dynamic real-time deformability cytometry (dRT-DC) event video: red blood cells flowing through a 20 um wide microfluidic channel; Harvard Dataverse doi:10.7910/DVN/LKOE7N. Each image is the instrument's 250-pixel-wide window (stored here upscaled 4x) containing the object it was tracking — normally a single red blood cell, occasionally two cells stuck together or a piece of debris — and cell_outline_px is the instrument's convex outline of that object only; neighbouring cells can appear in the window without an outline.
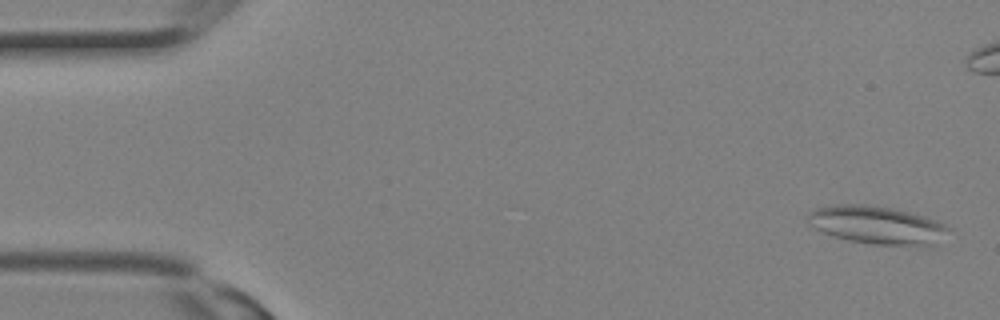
{"species": "Egyptian fruit bat (a non-hibernating species)", "species_latin": "Rousettus aegyptiacus", "temperature_condition": "room temperature", "stored_images_in_passage": 11, "camera_frame_rate_fps": 3000, "um_per_image_px": 0.085, "animal": {"sex": "female"}, "frame": {"image": 1, "passage_image": 1, "time_ms": 0.0, "image_size_px": [1000, 320], "cell_outline_px": [[952, 228], [936, 244], [872, 244], [848, 240], [824, 232], [808, 224], [808, 212], [816, 208], [836, 204], [868, 204], [892, 208], [924, 216], [936, 220]], "centroid_in_image_um": [74.53, 19.1], "position_along_channel_um": 10.5, "area_um2": 30.75}}
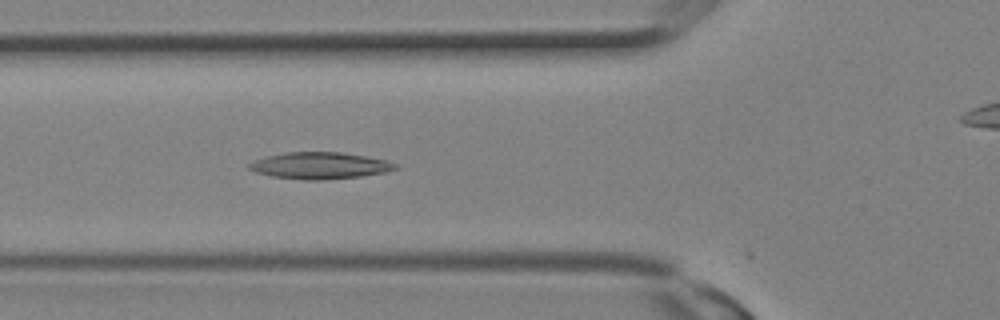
{"frame": {"image": 2, "passage_image": 11, "time_ms": 3.333, "image_size_px": [1000, 320], "cell_outline_px": [[400, 168], [384, 172], [360, 176], [320, 180], [304, 180], [272, 176], [256, 172], [248, 168], [248, 164], [264, 156], [284, 152], [340, 152], [368, 156], [388, 160], [400, 164]], "centroid_in_image_um": [27.23, 14.06], "position_along_channel_um": 98.6, "area_um2": 22.89}}